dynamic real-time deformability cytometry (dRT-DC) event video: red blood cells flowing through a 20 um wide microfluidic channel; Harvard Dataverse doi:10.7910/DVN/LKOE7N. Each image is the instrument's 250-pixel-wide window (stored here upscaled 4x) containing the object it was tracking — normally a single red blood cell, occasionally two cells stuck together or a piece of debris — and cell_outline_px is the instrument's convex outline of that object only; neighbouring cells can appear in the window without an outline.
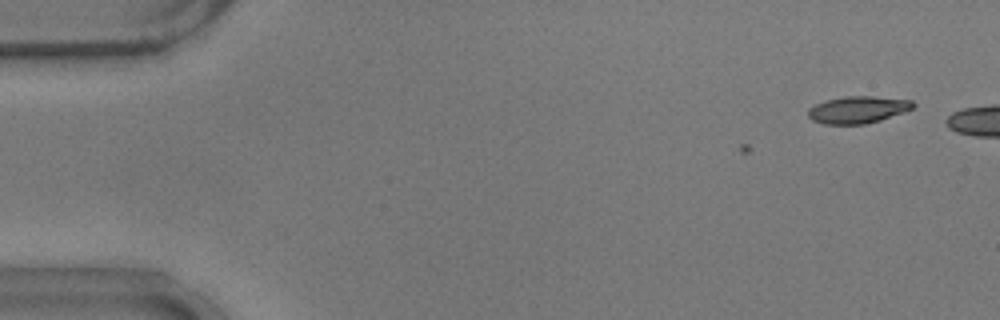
{"species": "common noctule bat (a hibernating species)", "species_latin": "Nyctalus noctula", "temperature_condition": "warm", "stored_images_in_passage": 2, "camera_frame_rate_fps": 3000, "um_per_image_px": 0.085, "animal": {"sex": "male", "body_mass_g": 17.9}, "frame": {"image": 1, "passage_image": 2, "time_ms": 0.333, "image_size_px": [1000, 320], "cell_outline_px": [[916, 104], [912, 108], [904, 112], [880, 120], [864, 124], [824, 124], [812, 120], [808, 116], [808, 108], [824, 100], [844, 96], [872, 96], [912, 100]], "centroid_in_image_um": [72.9, 9.32], "position_along_channel_um": 12.1, "area_um2": 16.59}}